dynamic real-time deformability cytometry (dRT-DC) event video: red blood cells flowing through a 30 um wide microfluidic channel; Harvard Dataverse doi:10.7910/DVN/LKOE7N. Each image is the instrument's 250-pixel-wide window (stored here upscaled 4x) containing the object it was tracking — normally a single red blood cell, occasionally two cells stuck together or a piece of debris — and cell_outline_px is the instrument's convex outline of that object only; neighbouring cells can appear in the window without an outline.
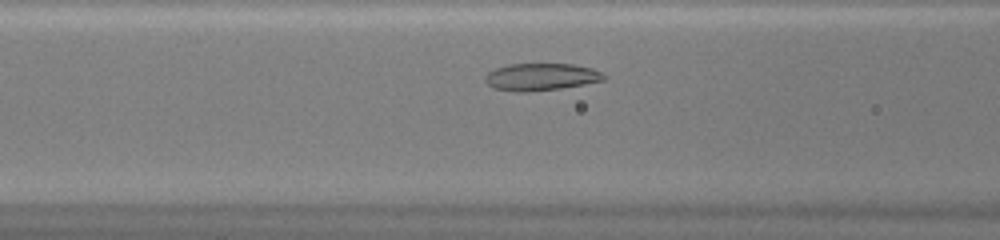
{"species": "common noctule bat (a hibernating species)", "species_latin": "Nyctalus noctula", "temperature_condition": "warm", "stored_images_in_passage": 29, "camera_frame_rate_fps": 3000, "um_per_image_px": 0.085, "animal": {"sex": "female", "body_mass_g": 20.0, "forearm_length_mm": 54.0}, "frame": {"image": 1, "passage_image": 8, "time_ms": 2.333, "image_size_px": [1000, 240], "cell_outline_px": [[608, 76], [604, 80], [584, 84], [560, 88], [524, 92], [512, 92], [492, 88], [484, 80], [484, 76], [488, 72], [496, 68], [508, 64], [572, 64], [592, 68]], "centroid_in_image_um": [45.95, 6.54], "position_along_channel_um": 120.6, "area_um2": 18.9}}
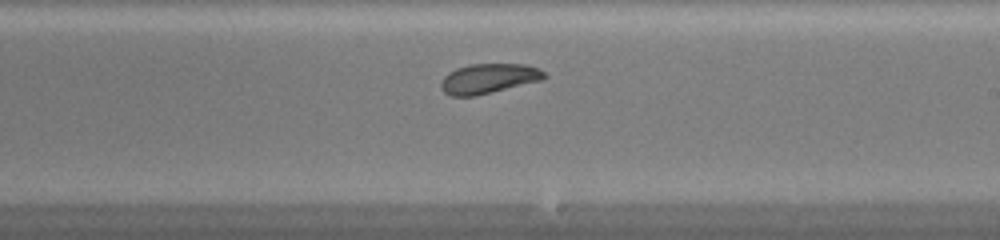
{"frame": {"image": 2, "passage_image": 17, "time_ms": 5.333, "image_size_px": [1000, 240], "cell_outline_px": [[548, 76], [540, 80], [476, 96], [452, 96], [444, 92], [440, 88], [440, 80], [448, 72], [456, 68], [472, 64], [524, 64], [540, 68]], "centroid_in_image_um": [41.5, 6.67], "position_along_channel_um": 247.5, "area_um2": 17.98}}
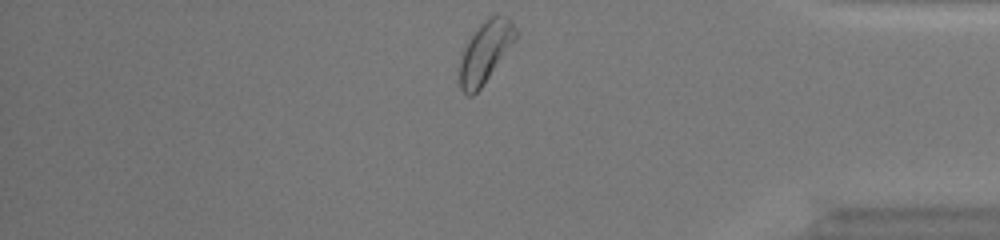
{"frame": {"image": 3, "passage_image": 29, "time_ms": 9.333, "image_size_px": [1000, 240], "cell_outline_px": [[516, 40], [480, 88], [472, 96], [468, 96], [460, 88], [460, 60], [464, 48], [468, 40], [480, 24], [488, 16], [496, 12], [500, 12], [508, 16], [512, 20], [516, 32]], "centroid_in_image_um": [41.27, 4.34], "position_along_channel_um": 393.9, "area_um2": 20.06}, "authors_computed_cell_mechanics": {"area_um2": 18.3804, "velocity_mm_per_s": 4.2396, "shape_relaxation_time_tau1_ms": 7.5283, "shape_relaxation_time_tau2_ms": 1.7586, "deformation_change_tau1": 0.1748, "deformation_change_tau2": 0.0671}}